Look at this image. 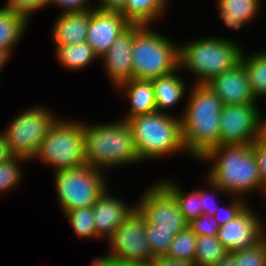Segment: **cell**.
<instances>
[{
	"label": "cell",
	"instance_id": "bcb514c9",
	"mask_svg": "<svg viewBox=\"0 0 266 266\" xmlns=\"http://www.w3.org/2000/svg\"><path fill=\"white\" fill-rule=\"evenodd\" d=\"M263 201H264V203H263V204H265V206H266V196H265V198H264V200H263Z\"/></svg>",
	"mask_w": 266,
	"mask_h": 266
},
{
	"label": "cell",
	"instance_id": "83f0119b",
	"mask_svg": "<svg viewBox=\"0 0 266 266\" xmlns=\"http://www.w3.org/2000/svg\"><path fill=\"white\" fill-rule=\"evenodd\" d=\"M30 164L28 159L20 156H12L8 160L0 163V195L3 193L13 192L17 190L23 182L24 169L23 166ZM23 171V172H22Z\"/></svg>",
	"mask_w": 266,
	"mask_h": 266
},
{
	"label": "cell",
	"instance_id": "44dd1931",
	"mask_svg": "<svg viewBox=\"0 0 266 266\" xmlns=\"http://www.w3.org/2000/svg\"><path fill=\"white\" fill-rule=\"evenodd\" d=\"M214 2L218 18L226 26L225 28L237 32L255 22L264 3L263 0H215Z\"/></svg>",
	"mask_w": 266,
	"mask_h": 266
},
{
	"label": "cell",
	"instance_id": "8d00e7d4",
	"mask_svg": "<svg viewBox=\"0 0 266 266\" xmlns=\"http://www.w3.org/2000/svg\"><path fill=\"white\" fill-rule=\"evenodd\" d=\"M94 1V0H93ZM50 0L49 7L60 8L59 13L77 12L96 8V0ZM92 2V3H91ZM95 3V4H94Z\"/></svg>",
	"mask_w": 266,
	"mask_h": 266
},
{
	"label": "cell",
	"instance_id": "4316f807",
	"mask_svg": "<svg viewBox=\"0 0 266 266\" xmlns=\"http://www.w3.org/2000/svg\"><path fill=\"white\" fill-rule=\"evenodd\" d=\"M228 254L217 236H197L194 266H212Z\"/></svg>",
	"mask_w": 266,
	"mask_h": 266
},
{
	"label": "cell",
	"instance_id": "d6a6232c",
	"mask_svg": "<svg viewBox=\"0 0 266 266\" xmlns=\"http://www.w3.org/2000/svg\"><path fill=\"white\" fill-rule=\"evenodd\" d=\"M205 185L203 189L200 188V198H201V207L202 215H215L217 208L219 207V200H217L216 195L219 194L222 196H229L225 193L219 186L215 185L208 177L205 176ZM207 188V189H206ZM218 202H217V201Z\"/></svg>",
	"mask_w": 266,
	"mask_h": 266
},
{
	"label": "cell",
	"instance_id": "1f68e13d",
	"mask_svg": "<svg viewBox=\"0 0 266 266\" xmlns=\"http://www.w3.org/2000/svg\"><path fill=\"white\" fill-rule=\"evenodd\" d=\"M175 234L173 231L154 230V226L146 224V237L152 256L166 255Z\"/></svg>",
	"mask_w": 266,
	"mask_h": 266
},
{
	"label": "cell",
	"instance_id": "f6af8a7d",
	"mask_svg": "<svg viewBox=\"0 0 266 266\" xmlns=\"http://www.w3.org/2000/svg\"><path fill=\"white\" fill-rule=\"evenodd\" d=\"M212 266H236L232 256L228 253L223 259Z\"/></svg>",
	"mask_w": 266,
	"mask_h": 266
},
{
	"label": "cell",
	"instance_id": "f546056e",
	"mask_svg": "<svg viewBox=\"0 0 266 266\" xmlns=\"http://www.w3.org/2000/svg\"><path fill=\"white\" fill-rule=\"evenodd\" d=\"M197 235L189 227L177 233L165 256L193 264L196 254Z\"/></svg>",
	"mask_w": 266,
	"mask_h": 266
},
{
	"label": "cell",
	"instance_id": "e0dca14e",
	"mask_svg": "<svg viewBox=\"0 0 266 266\" xmlns=\"http://www.w3.org/2000/svg\"><path fill=\"white\" fill-rule=\"evenodd\" d=\"M205 85L221 99L223 105L259 103L253 94L242 62L214 77Z\"/></svg>",
	"mask_w": 266,
	"mask_h": 266
},
{
	"label": "cell",
	"instance_id": "484cf974",
	"mask_svg": "<svg viewBox=\"0 0 266 266\" xmlns=\"http://www.w3.org/2000/svg\"><path fill=\"white\" fill-rule=\"evenodd\" d=\"M241 62L248 74L255 98L258 101L266 100V48L252 53L244 50Z\"/></svg>",
	"mask_w": 266,
	"mask_h": 266
},
{
	"label": "cell",
	"instance_id": "b9f144b4",
	"mask_svg": "<svg viewBox=\"0 0 266 266\" xmlns=\"http://www.w3.org/2000/svg\"><path fill=\"white\" fill-rule=\"evenodd\" d=\"M265 115V116H263ZM256 142L266 148V113L263 111L259 117Z\"/></svg>",
	"mask_w": 266,
	"mask_h": 266
},
{
	"label": "cell",
	"instance_id": "30bf717a",
	"mask_svg": "<svg viewBox=\"0 0 266 266\" xmlns=\"http://www.w3.org/2000/svg\"><path fill=\"white\" fill-rule=\"evenodd\" d=\"M108 250L105 255L120 262H153L150 245L146 237V220L135 209L105 241Z\"/></svg>",
	"mask_w": 266,
	"mask_h": 266
},
{
	"label": "cell",
	"instance_id": "836d02e7",
	"mask_svg": "<svg viewBox=\"0 0 266 266\" xmlns=\"http://www.w3.org/2000/svg\"><path fill=\"white\" fill-rule=\"evenodd\" d=\"M227 199L228 201L225 202L228 203H225V205L221 204L222 206L219 205L214 215V218L220 226H223L230 220H233L250 204L249 201L241 197L229 196Z\"/></svg>",
	"mask_w": 266,
	"mask_h": 266
},
{
	"label": "cell",
	"instance_id": "277c9868",
	"mask_svg": "<svg viewBox=\"0 0 266 266\" xmlns=\"http://www.w3.org/2000/svg\"><path fill=\"white\" fill-rule=\"evenodd\" d=\"M179 41V68L191 76L192 84L205 85L211 79L241 63L244 46L224 35H208Z\"/></svg>",
	"mask_w": 266,
	"mask_h": 266
},
{
	"label": "cell",
	"instance_id": "4fadbf2b",
	"mask_svg": "<svg viewBox=\"0 0 266 266\" xmlns=\"http://www.w3.org/2000/svg\"><path fill=\"white\" fill-rule=\"evenodd\" d=\"M256 210L250 203L238 216L220 227L217 238L228 253L251 247L266 236V219Z\"/></svg>",
	"mask_w": 266,
	"mask_h": 266
},
{
	"label": "cell",
	"instance_id": "7bdbcfd3",
	"mask_svg": "<svg viewBox=\"0 0 266 266\" xmlns=\"http://www.w3.org/2000/svg\"><path fill=\"white\" fill-rule=\"evenodd\" d=\"M12 156L9 144L6 141V136L2 131H0V163L8 160Z\"/></svg>",
	"mask_w": 266,
	"mask_h": 266
},
{
	"label": "cell",
	"instance_id": "3957f363",
	"mask_svg": "<svg viewBox=\"0 0 266 266\" xmlns=\"http://www.w3.org/2000/svg\"><path fill=\"white\" fill-rule=\"evenodd\" d=\"M82 119L85 162L109 174L113 169L143 164L137 154L129 124L120 118L113 122H86ZM111 169V170H110Z\"/></svg>",
	"mask_w": 266,
	"mask_h": 266
},
{
	"label": "cell",
	"instance_id": "8fae6325",
	"mask_svg": "<svg viewBox=\"0 0 266 266\" xmlns=\"http://www.w3.org/2000/svg\"><path fill=\"white\" fill-rule=\"evenodd\" d=\"M136 209L154 230L173 231L176 235L188 227L174 197L156 180L139 194Z\"/></svg>",
	"mask_w": 266,
	"mask_h": 266
},
{
	"label": "cell",
	"instance_id": "52a82bcc",
	"mask_svg": "<svg viewBox=\"0 0 266 266\" xmlns=\"http://www.w3.org/2000/svg\"><path fill=\"white\" fill-rule=\"evenodd\" d=\"M35 160L52 168L51 173L86 164L82 120L59 116L41 142Z\"/></svg>",
	"mask_w": 266,
	"mask_h": 266
},
{
	"label": "cell",
	"instance_id": "9c48e42d",
	"mask_svg": "<svg viewBox=\"0 0 266 266\" xmlns=\"http://www.w3.org/2000/svg\"><path fill=\"white\" fill-rule=\"evenodd\" d=\"M44 105L40 103L21 110L2 130L12 155L32 162L49 128L60 116Z\"/></svg>",
	"mask_w": 266,
	"mask_h": 266
},
{
	"label": "cell",
	"instance_id": "60d3db41",
	"mask_svg": "<svg viewBox=\"0 0 266 266\" xmlns=\"http://www.w3.org/2000/svg\"><path fill=\"white\" fill-rule=\"evenodd\" d=\"M96 8L101 10L121 11L126 0H96Z\"/></svg>",
	"mask_w": 266,
	"mask_h": 266
},
{
	"label": "cell",
	"instance_id": "7c38bea8",
	"mask_svg": "<svg viewBox=\"0 0 266 266\" xmlns=\"http://www.w3.org/2000/svg\"><path fill=\"white\" fill-rule=\"evenodd\" d=\"M260 109L259 103L224 105L219 122L220 145L253 144L257 138Z\"/></svg>",
	"mask_w": 266,
	"mask_h": 266
},
{
	"label": "cell",
	"instance_id": "4dcf8cb0",
	"mask_svg": "<svg viewBox=\"0 0 266 266\" xmlns=\"http://www.w3.org/2000/svg\"><path fill=\"white\" fill-rule=\"evenodd\" d=\"M229 254L236 266H266V236L251 247Z\"/></svg>",
	"mask_w": 266,
	"mask_h": 266
},
{
	"label": "cell",
	"instance_id": "7a4b0ae2",
	"mask_svg": "<svg viewBox=\"0 0 266 266\" xmlns=\"http://www.w3.org/2000/svg\"><path fill=\"white\" fill-rule=\"evenodd\" d=\"M198 162L210 165L205 176L229 196L247 201L253 193L259 192L261 196L260 172L253 144L219 145Z\"/></svg>",
	"mask_w": 266,
	"mask_h": 266
},
{
	"label": "cell",
	"instance_id": "9a60e30c",
	"mask_svg": "<svg viewBox=\"0 0 266 266\" xmlns=\"http://www.w3.org/2000/svg\"><path fill=\"white\" fill-rule=\"evenodd\" d=\"M111 186L93 205L96 240H107L123 221L136 209V202L128 201L111 192ZM115 195V196H114Z\"/></svg>",
	"mask_w": 266,
	"mask_h": 266
},
{
	"label": "cell",
	"instance_id": "6da1fadb",
	"mask_svg": "<svg viewBox=\"0 0 266 266\" xmlns=\"http://www.w3.org/2000/svg\"><path fill=\"white\" fill-rule=\"evenodd\" d=\"M223 103L206 85L191 84L180 111L182 142L188 157L199 161L220 145V114Z\"/></svg>",
	"mask_w": 266,
	"mask_h": 266
},
{
	"label": "cell",
	"instance_id": "ba28073f",
	"mask_svg": "<svg viewBox=\"0 0 266 266\" xmlns=\"http://www.w3.org/2000/svg\"><path fill=\"white\" fill-rule=\"evenodd\" d=\"M108 176L104 171L87 163L53 173L54 193L62 215L72 209L93 206L110 186Z\"/></svg>",
	"mask_w": 266,
	"mask_h": 266
},
{
	"label": "cell",
	"instance_id": "d6986e66",
	"mask_svg": "<svg viewBox=\"0 0 266 266\" xmlns=\"http://www.w3.org/2000/svg\"><path fill=\"white\" fill-rule=\"evenodd\" d=\"M92 9L59 13L51 26V41L57 46L78 44L86 41Z\"/></svg>",
	"mask_w": 266,
	"mask_h": 266
},
{
	"label": "cell",
	"instance_id": "5b68a950",
	"mask_svg": "<svg viewBox=\"0 0 266 266\" xmlns=\"http://www.w3.org/2000/svg\"><path fill=\"white\" fill-rule=\"evenodd\" d=\"M141 162L159 161L185 155L181 133V118L164 112H153L127 120ZM175 154V155H174Z\"/></svg>",
	"mask_w": 266,
	"mask_h": 266
},
{
	"label": "cell",
	"instance_id": "e575fe53",
	"mask_svg": "<svg viewBox=\"0 0 266 266\" xmlns=\"http://www.w3.org/2000/svg\"><path fill=\"white\" fill-rule=\"evenodd\" d=\"M50 0H7L4 7L25 15L30 21L39 11L48 8Z\"/></svg>",
	"mask_w": 266,
	"mask_h": 266
},
{
	"label": "cell",
	"instance_id": "603a6c76",
	"mask_svg": "<svg viewBox=\"0 0 266 266\" xmlns=\"http://www.w3.org/2000/svg\"><path fill=\"white\" fill-rule=\"evenodd\" d=\"M30 23L25 15L0 6V49L14 53Z\"/></svg>",
	"mask_w": 266,
	"mask_h": 266
},
{
	"label": "cell",
	"instance_id": "f1b7e54d",
	"mask_svg": "<svg viewBox=\"0 0 266 266\" xmlns=\"http://www.w3.org/2000/svg\"><path fill=\"white\" fill-rule=\"evenodd\" d=\"M63 216L68 221L74 235L80 239L96 240V231L94 226L93 206L79 209H72Z\"/></svg>",
	"mask_w": 266,
	"mask_h": 266
},
{
	"label": "cell",
	"instance_id": "cb8c5ba5",
	"mask_svg": "<svg viewBox=\"0 0 266 266\" xmlns=\"http://www.w3.org/2000/svg\"><path fill=\"white\" fill-rule=\"evenodd\" d=\"M54 51L55 60L61 66V68L67 71H80L86 69L93 63L99 62V57L94 52L93 48L88 44L87 41L57 46Z\"/></svg>",
	"mask_w": 266,
	"mask_h": 266
},
{
	"label": "cell",
	"instance_id": "ac0fdd59",
	"mask_svg": "<svg viewBox=\"0 0 266 266\" xmlns=\"http://www.w3.org/2000/svg\"><path fill=\"white\" fill-rule=\"evenodd\" d=\"M181 69L173 73L160 76L152 80L155 94L156 112L174 114L180 117V113L173 111L181 102L186 103V99L192 83H187L185 75L181 74ZM189 84V86H188ZM187 93V94H186ZM184 100V101H182ZM176 113V114H175Z\"/></svg>",
	"mask_w": 266,
	"mask_h": 266
},
{
	"label": "cell",
	"instance_id": "74e56055",
	"mask_svg": "<svg viewBox=\"0 0 266 266\" xmlns=\"http://www.w3.org/2000/svg\"><path fill=\"white\" fill-rule=\"evenodd\" d=\"M253 152L257 159V164L260 172L261 182V199L266 196V148L260 146L256 141L253 143ZM263 196V197H262Z\"/></svg>",
	"mask_w": 266,
	"mask_h": 266
},
{
	"label": "cell",
	"instance_id": "f35d334b",
	"mask_svg": "<svg viewBox=\"0 0 266 266\" xmlns=\"http://www.w3.org/2000/svg\"><path fill=\"white\" fill-rule=\"evenodd\" d=\"M90 266H151L148 263L120 262L103 255L93 257Z\"/></svg>",
	"mask_w": 266,
	"mask_h": 266
},
{
	"label": "cell",
	"instance_id": "d590c367",
	"mask_svg": "<svg viewBox=\"0 0 266 266\" xmlns=\"http://www.w3.org/2000/svg\"><path fill=\"white\" fill-rule=\"evenodd\" d=\"M188 227L194 231L197 236H217L221 226L213 215H201L188 222Z\"/></svg>",
	"mask_w": 266,
	"mask_h": 266
},
{
	"label": "cell",
	"instance_id": "ee69618b",
	"mask_svg": "<svg viewBox=\"0 0 266 266\" xmlns=\"http://www.w3.org/2000/svg\"><path fill=\"white\" fill-rule=\"evenodd\" d=\"M12 54L10 52H7L5 50L0 49V84H1V76H2V72L4 71V67L5 65L7 66V63H9Z\"/></svg>",
	"mask_w": 266,
	"mask_h": 266
},
{
	"label": "cell",
	"instance_id": "ab89813d",
	"mask_svg": "<svg viewBox=\"0 0 266 266\" xmlns=\"http://www.w3.org/2000/svg\"><path fill=\"white\" fill-rule=\"evenodd\" d=\"M151 266H194V265L184 260L172 259L165 255H162L155 257L153 259V262L151 263Z\"/></svg>",
	"mask_w": 266,
	"mask_h": 266
},
{
	"label": "cell",
	"instance_id": "7402d4cb",
	"mask_svg": "<svg viewBox=\"0 0 266 266\" xmlns=\"http://www.w3.org/2000/svg\"><path fill=\"white\" fill-rule=\"evenodd\" d=\"M170 1L172 0H126L120 13L131 25H155L162 18L165 19Z\"/></svg>",
	"mask_w": 266,
	"mask_h": 266
},
{
	"label": "cell",
	"instance_id": "2e32d148",
	"mask_svg": "<svg viewBox=\"0 0 266 266\" xmlns=\"http://www.w3.org/2000/svg\"><path fill=\"white\" fill-rule=\"evenodd\" d=\"M130 25L119 11L94 8L90 17L86 41L100 58Z\"/></svg>",
	"mask_w": 266,
	"mask_h": 266
},
{
	"label": "cell",
	"instance_id": "5bb4252c",
	"mask_svg": "<svg viewBox=\"0 0 266 266\" xmlns=\"http://www.w3.org/2000/svg\"><path fill=\"white\" fill-rule=\"evenodd\" d=\"M135 37V25L123 31L109 50L99 58L108 83L116 88L125 81L133 79V63L131 59L132 45Z\"/></svg>",
	"mask_w": 266,
	"mask_h": 266
},
{
	"label": "cell",
	"instance_id": "d4e9b609",
	"mask_svg": "<svg viewBox=\"0 0 266 266\" xmlns=\"http://www.w3.org/2000/svg\"><path fill=\"white\" fill-rule=\"evenodd\" d=\"M172 178L173 177H165L161 179L160 177L159 180L157 178V181L174 197L178 204L179 211L188 222L201 216L200 188H193V190L187 192L183 186H180L175 177Z\"/></svg>",
	"mask_w": 266,
	"mask_h": 266
},
{
	"label": "cell",
	"instance_id": "ffe728a7",
	"mask_svg": "<svg viewBox=\"0 0 266 266\" xmlns=\"http://www.w3.org/2000/svg\"><path fill=\"white\" fill-rule=\"evenodd\" d=\"M114 90L122 93L129 107L124 115L120 116L122 120H128L135 116L150 114L156 112L155 94L152 80L131 79L123 82ZM130 105V106H129Z\"/></svg>",
	"mask_w": 266,
	"mask_h": 266
},
{
	"label": "cell",
	"instance_id": "8992f818",
	"mask_svg": "<svg viewBox=\"0 0 266 266\" xmlns=\"http://www.w3.org/2000/svg\"><path fill=\"white\" fill-rule=\"evenodd\" d=\"M163 34L154 25H135L133 79L153 80L179 69V42Z\"/></svg>",
	"mask_w": 266,
	"mask_h": 266
}]
</instances>
